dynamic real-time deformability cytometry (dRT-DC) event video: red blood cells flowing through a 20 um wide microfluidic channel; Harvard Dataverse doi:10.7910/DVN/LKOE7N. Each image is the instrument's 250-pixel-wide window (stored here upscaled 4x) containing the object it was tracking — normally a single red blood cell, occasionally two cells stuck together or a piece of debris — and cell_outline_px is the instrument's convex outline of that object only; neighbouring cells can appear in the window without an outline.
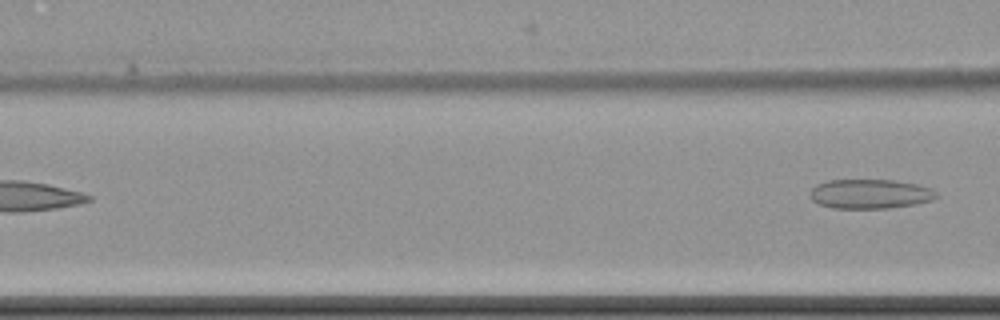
{"species": "common noctule bat (a hibernating species)", "species_latin": "Nyctalus noctula", "temperature_condition": "cold", "stored_images_in_passage": 6, "camera_frame_rate_fps": 3000, "um_per_image_px": 0.085, "animal": {"sex": "female", "body_mass_g": 22.7, "forearm_length_mm": 54.2}, "frame": {"image": 1, "passage_image": 6, "time_ms": 6.333, "image_size_px": [1000, 320], "cell_outline_px": [[940, 196], [932, 200], [916, 204], [888, 208], [832, 208], [820, 204], [812, 200], [808, 192], [816, 184], [828, 180], [896, 180], [920, 184], [932, 188]], "centroid_in_image_um": [73.98, 16.47], "position_along_channel_um": 92.6, "area_um2": 21.96}}